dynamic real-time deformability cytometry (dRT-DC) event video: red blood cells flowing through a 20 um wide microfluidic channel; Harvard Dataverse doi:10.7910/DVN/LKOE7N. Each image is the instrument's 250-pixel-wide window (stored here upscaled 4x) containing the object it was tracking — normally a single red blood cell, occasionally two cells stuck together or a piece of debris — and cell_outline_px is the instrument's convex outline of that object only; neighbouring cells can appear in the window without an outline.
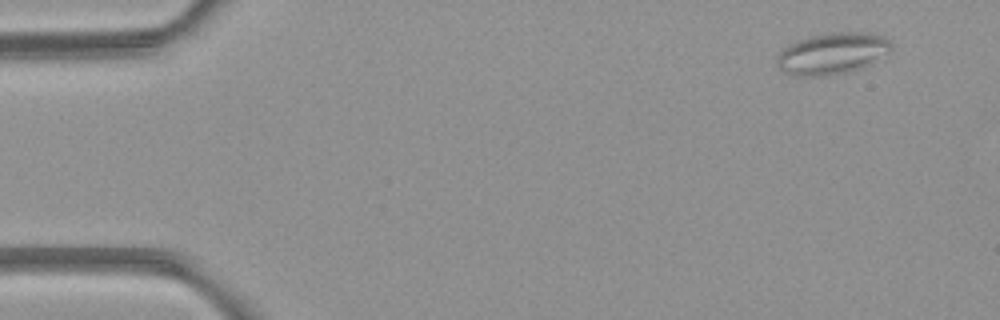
{"species": "common noctule bat (a hibernating species)", "species_latin": "Nyctalus noctula", "temperature_condition": "room temperature", "stored_images_in_passage": 4, "camera_frame_rate_fps": 3000, "um_per_image_px": 0.085, "animal": {"sex": "female", "body_mass_g": 21.9}, "frame": {"image": 1, "passage_image": 1, "time_ms": 0.0, "image_size_px": [1000, 320], "cell_outline_px": [[892, 48], [888, 52], [860, 68], [848, 72], [828, 76], [792, 76], [784, 72], [776, 64], [776, 60], [780, 52], [788, 44], [796, 40], [828, 32], [868, 32], [884, 36], [892, 44]], "centroid_in_image_um": [70.7, 4.54], "position_along_channel_um": 14.3, "area_um2": 27.69}}